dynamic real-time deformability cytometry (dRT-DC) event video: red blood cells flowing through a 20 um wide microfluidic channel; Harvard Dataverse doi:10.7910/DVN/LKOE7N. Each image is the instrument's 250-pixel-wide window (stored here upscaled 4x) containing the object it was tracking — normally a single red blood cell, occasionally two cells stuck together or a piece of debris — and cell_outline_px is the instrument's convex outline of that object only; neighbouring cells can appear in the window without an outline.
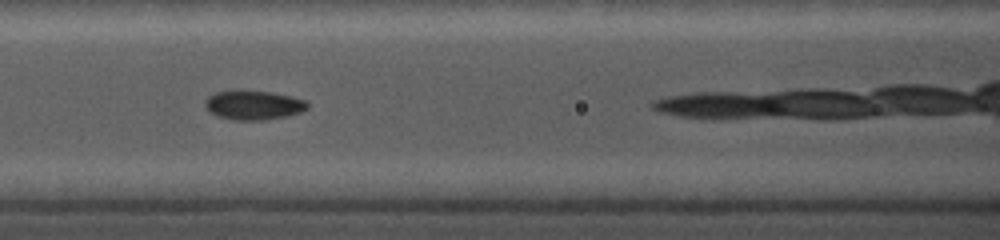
{"species": "common noctule bat (a hibernating species)", "species_latin": "Nyctalus noctula", "temperature_condition": "cold", "stored_images_in_passage": 7, "camera_frame_rate_fps": 5000, "um_per_image_px": 0.085, "animal": {"sex": "female", "body_mass_g": 19.0, "forearm_length_mm": 56.7}, "frame": {"image": 1, "passage_image": 3, "time_ms": 2.6, "image_size_px": [1000, 240], "cell_outline_px": [[308, 108], [300, 112], [288, 116], [264, 120], [232, 120], [216, 116], [204, 108], [204, 100], [208, 96], [216, 92], [268, 92], [292, 96], [304, 100], [308, 104]], "centroid_in_image_um": [21.52, 8.97], "position_along_channel_um": 145.1, "area_um2": 17.22}}
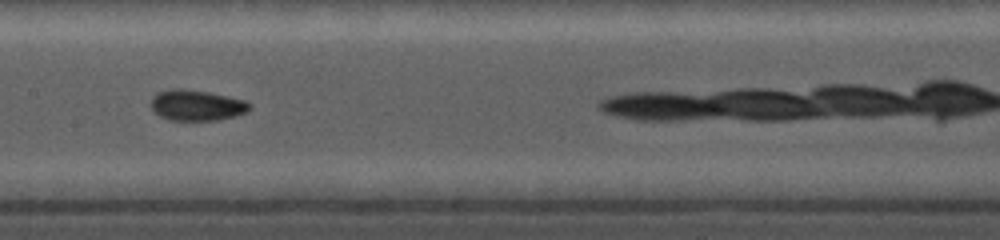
{"frame": {"image": 2, "passage_image": 4, "time_ms": 3.8, "image_size_px": [1000, 240], "cell_outline_px": [[252, 108], [248, 112], [236, 116], [216, 120], [168, 120], [160, 116], [152, 108], [152, 96], [156, 92], [172, 88], [180, 88], [208, 92], [244, 100], [252, 104]], "centroid_in_image_um": [16.73, 8.94], "position_along_channel_um": 190.7, "area_um2": 17.74}}